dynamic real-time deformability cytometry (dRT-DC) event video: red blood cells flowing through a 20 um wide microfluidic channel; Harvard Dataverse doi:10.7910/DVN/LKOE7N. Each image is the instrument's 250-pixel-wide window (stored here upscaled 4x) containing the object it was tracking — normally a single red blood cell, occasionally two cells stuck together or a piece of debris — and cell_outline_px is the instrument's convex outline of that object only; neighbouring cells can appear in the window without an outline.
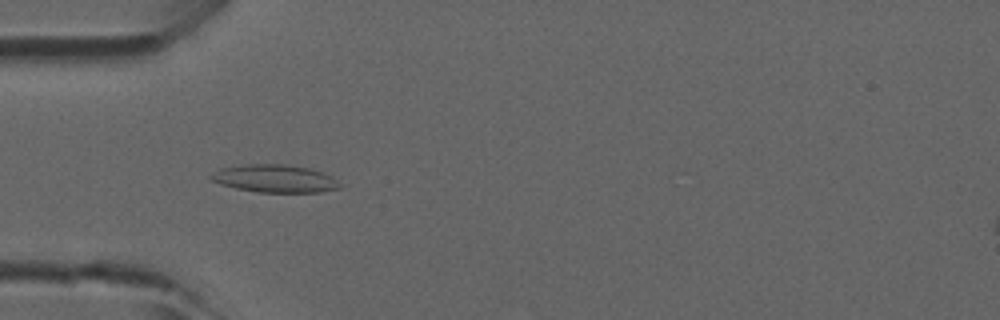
{"species": "common noctule bat (a hibernating species)", "species_latin": "Nyctalus noctula", "temperature_condition": "room temperature", "stored_images_in_passage": 27, "camera_frame_rate_fps": 3000, "um_per_image_px": 0.085, "animal": {"sex": "male", "forearm_length_mm": 52.5}, "frame": {"image": 1, "passage_image": 4, "time_ms": 1.0, "image_size_px": [1000, 320], "cell_outline_px": [[340, 188], [320, 192], [256, 192], [236, 188], [220, 184], [212, 180], [208, 176], [220, 168], [248, 164], [284, 164], [308, 168], [332, 176], [340, 184]], "centroid_in_image_um": [23.34, 15.18], "position_along_channel_um": 61.7, "area_um2": 20.69}}
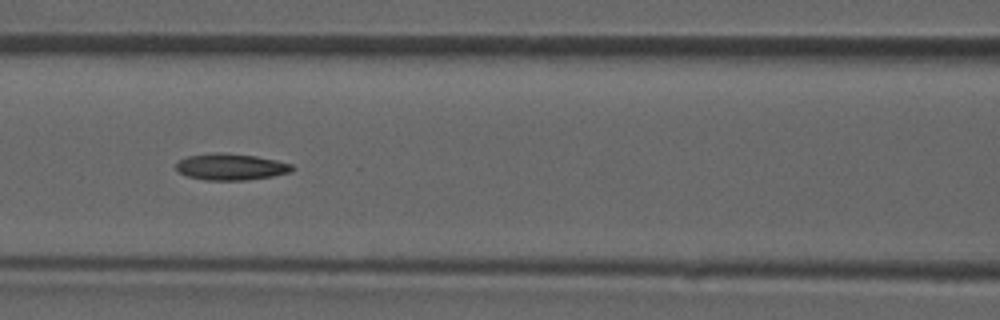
{"frame": {"image": 2, "passage_image": 10, "time_ms": 3.0, "image_size_px": [1000, 320], "cell_outline_px": [[296, 168], [292, 172], [272, 176], [244, 180], [204, 180], [188, 176], [180, 172], [176, 168], [176, 164], [180, 160], [188, 156], [216, 152], [220, 152], [256, 156], [276, 160], [292, 164]], "centroid_in_image_um": [19.66, 14.18], "position_along_channel_um": 146.9, "area_um2": 17.86}}
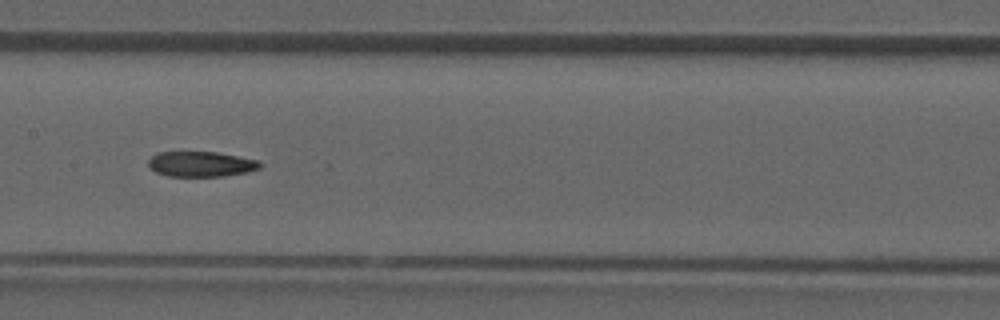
{"frame": {"image": 3, "passage_image": 13, "time_ms": 4.0, "image_size_px": [1000, 320], "cell_outline_px": [[264, 164], [260, 168], [248, 172], [224, 176], [168, 176], [156, 172], [148, 168], [148, 160], [156, 152], [216, 152], [260, 160]], "centroid_in_image_um": [17.1, 13.94], "position_along_channel_um": 190.3, "area_um2": 16.65}}